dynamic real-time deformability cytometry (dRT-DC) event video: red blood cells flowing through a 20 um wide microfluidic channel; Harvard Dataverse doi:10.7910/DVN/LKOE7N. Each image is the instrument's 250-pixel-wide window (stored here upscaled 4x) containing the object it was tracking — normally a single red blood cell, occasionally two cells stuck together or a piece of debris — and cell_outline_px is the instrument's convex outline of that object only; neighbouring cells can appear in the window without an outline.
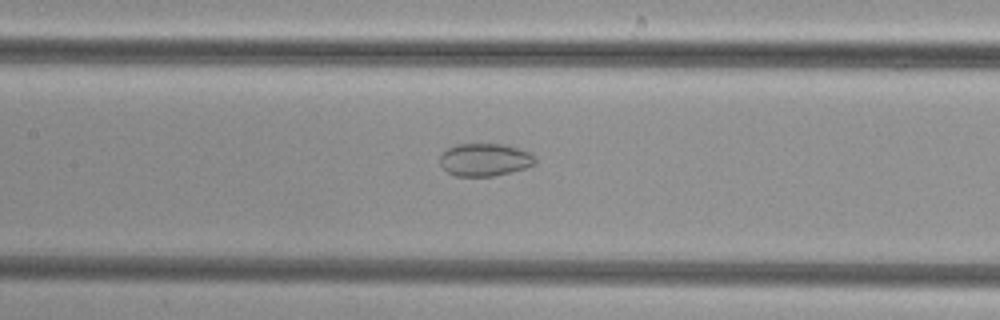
{"species": "common noctule bat (a hibernating species)", "species_latin": "Nyctalus noctula", "temperature_condition": "cold", "stored_images_in_passage": 47, "camera_frame_rate_fps": 3000, "um_per_image_px": 0.085, "animal": {"sex": "female", "body_mass_g": 29.2, "forearm_length_mm": 56.3}, "frame": {"image": 1, "passage_image": 20, "time_ms": 6.333, "image_size_px": [1000, 320], "cell_outline_px": [[536, 164], [524, 168], [492, 176], [456, 176], [448, 172], [440, 164], [440, 156], [448, 148], [456, 144], [504, 144], [528, 152], [536, 156]], "centroid_in_image_um": [41.21, 13.57], "position_along_channel_um": 166.2, "area_um2": 17.98}}
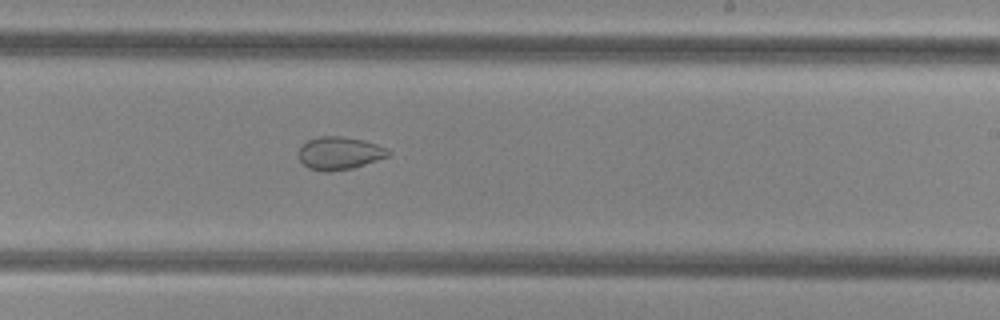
{"frame": {"image": 2, "passage_image": 27, "time_ms": 8.667, "image_size_px": [1000, 320], "cell_outline_px": [[392, 152], [388, 156], [352, 168], [328, 172], [308, 168], [300, 160], [300, 148], [308, 140], [320, 136], [344, 136], [364, 140], [388, 148]], "centroid_in_image_um": [28.88, 13.01], "position_along_channel_um": 260.1, "area_um2": 16.99}}
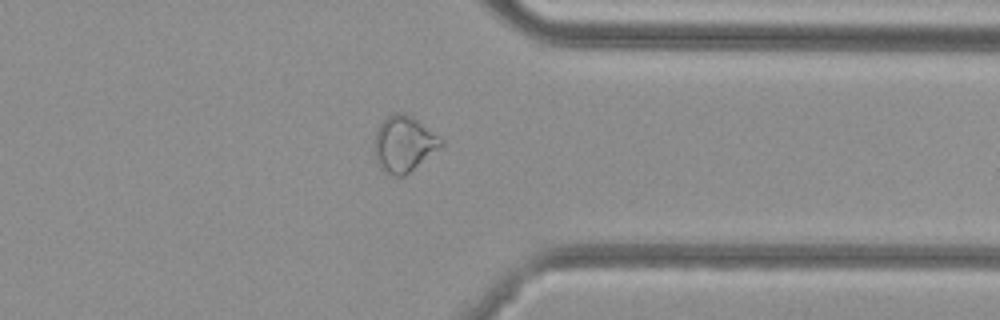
{"frame": {"image": 3, "passage_image": 36, "time_ms": 11.667, "image_size_px": [1000, 320], "cell_outline_px": [[444, 144], [440, 148], [404, 176], [392, 176], [384, 172], [376, 164], [372, 148], [376, 132], [380, 124], [392, 112], [400, 112], [412, 116], [444, 140]], "centroid_in_image_um": [34.29, 12.25], "position_along_channel_um": 377.1, "area_um2": 21.96}}